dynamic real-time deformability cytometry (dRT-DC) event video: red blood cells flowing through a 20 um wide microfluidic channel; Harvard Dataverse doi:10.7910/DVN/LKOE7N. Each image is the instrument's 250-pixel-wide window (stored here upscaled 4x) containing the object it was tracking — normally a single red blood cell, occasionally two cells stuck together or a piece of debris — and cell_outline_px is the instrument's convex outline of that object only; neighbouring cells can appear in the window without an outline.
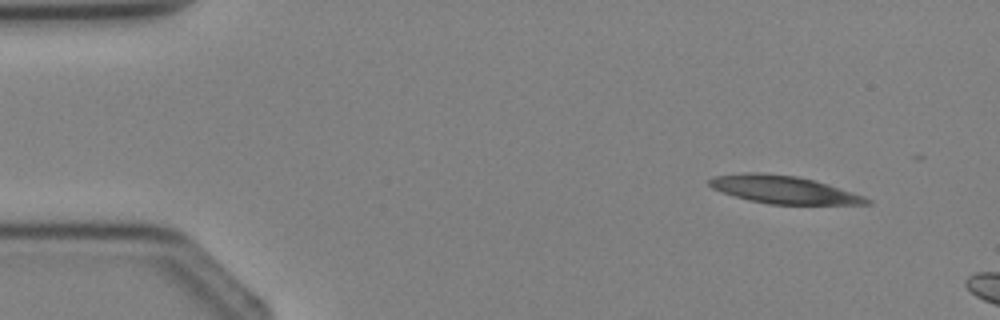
{"species": "Egyptian fruit bat (a non-hibernating species)", "species_latin": "Rousettus aegyptiacus", "temperature_condition": "cold", "stored_images_in_passage": 2, "camera_frame_rate_fps": 3000, "um_per_image_px": 0.085, "animal": {"sex": "female"}, "frame": {"image": 1, "passage_image": 1, "time_ms": 0.0, "image_size_px": [1000, 320], "cell_outline_px": [[872, 204], [768, 204], [748, 200], [712, 188], [708, 184], [708, 180], [712, 176], [744, 172], [760, 172], [796, 176], [828, 184], [864, 196], [872, 200]], "centroid_in_image_um": [66.58, 16.11], "position_along_channel_um": 18.4, "area_um2": 25.32}}